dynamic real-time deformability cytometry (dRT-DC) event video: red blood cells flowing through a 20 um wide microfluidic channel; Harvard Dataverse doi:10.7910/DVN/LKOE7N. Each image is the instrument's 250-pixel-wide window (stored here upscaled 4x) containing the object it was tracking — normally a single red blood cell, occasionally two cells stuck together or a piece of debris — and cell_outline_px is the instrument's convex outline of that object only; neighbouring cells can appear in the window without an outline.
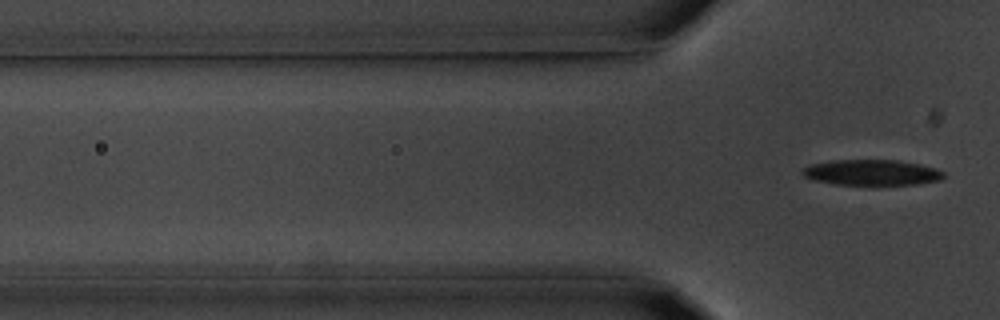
{"species": "common noctule bat (a hibernating species)", "species_latin": "Nyctalus noctula", "temperature_condition": "room temperature", "stored_images_in_passage": 2, "camera_frame_rate_fps": 3000, "um_per_image_px": 0.085, "animal": {"sex": "male", "body_mass_g": 20.1, "forearm_length_mm": 53.5}, "frame": {"image": 1, "passage_image": 2, "time_ms": 0.333, "image_size_px": [1000, 320], "cell_outline_px": [[944, 176], [940, 180], [920, 184], [872, 188], [836, 184], [812, 180], [804, 176], [800, 172], [800, 168], [808, 164], [832, 160], [896, 160], [920, 164], [936, 168], [944, 172]], "centroid_in_image_um": [74.07, 14.71], "position_along_channel_um": 51.7, "area_um2": 22.43}}